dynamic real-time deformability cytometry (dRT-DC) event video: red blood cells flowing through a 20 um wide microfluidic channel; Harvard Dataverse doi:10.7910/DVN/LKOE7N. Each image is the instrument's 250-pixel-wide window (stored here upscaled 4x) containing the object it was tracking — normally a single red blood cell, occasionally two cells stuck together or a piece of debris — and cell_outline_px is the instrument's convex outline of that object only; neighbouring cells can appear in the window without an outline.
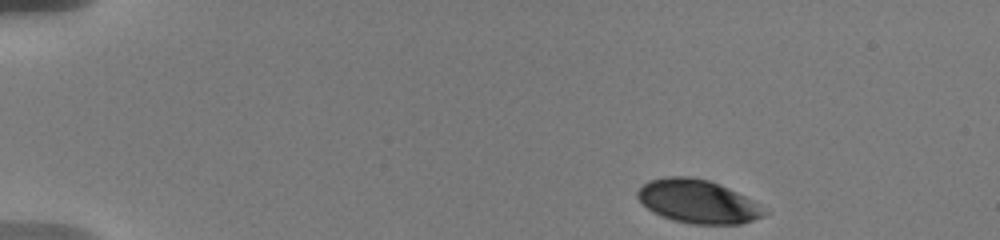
{"species": "human", "species_latin": "Homo sapiens", "temperature_condition": "warm", "stored_images_in_passage": 79, "camera_frame_rate_fps": 3000, "um_per_image_px": 0.085, "donor": {"sex": "male"}, "frame": {"image": 1, "passage_image": 1, "time_ms": 0.0, "image_size_px": [1000, 240], "cell_outline_px": [[768, 212], [764, 216], [740, 224], [692, 224], [672, 220], [660, 216], [652, 212], [636, 196], [636, 192], [648, 180], [668, 176], [688, 176], [708, 180], [720, 184], [752, 200]], "centroid_in_image_um": [59.28, 17.13], "position_along_channel_um": 25.7, "area_um2": 31.96}}
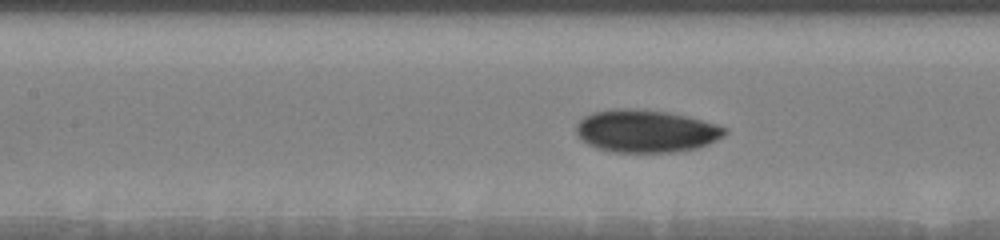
{"frame": {"image": 2, "passage_image": 34, "time_ms": 6.333, "image_size_px": [1000, 240], "cell_outline_px": [[728, 132], [724, 136], [708, 144], [696, 148], [676, 152], [612, 152], [596, 148], [580, 140], [576, 132], [576, 124], [584, 116], [592, 112], [612, 108], [644, 108], [668, 112], [688, 116], [716, 124], [728, 128]], "centroid_in_image_um": [54.89, 11.13], "position_along_channel_um": 152.5, "area_um2": 37.45}}
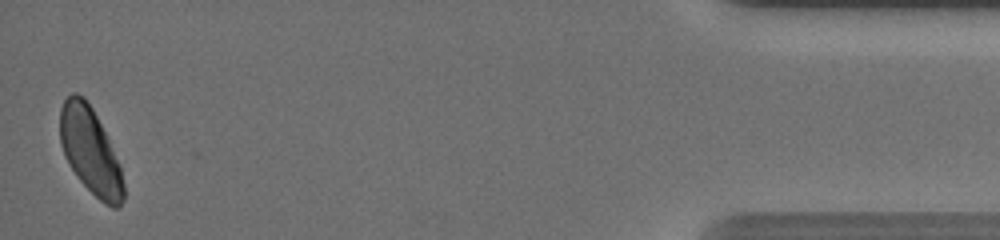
{"frame": {"image": 3, "passage_image": 78, "time_ms": 16.0, "image_size_px": [1000, 240], "cell_outline_px": [[124, 200], [116, 208], [112, 208], [104, 204], [76, 176], [68, 164], [64, 156], [60, 144], [60, 108], [64, 100], [72, 92], [76, 92], [84, 96], [92, 108], [120, 164], [124, 184]], "centroid_in_image_um": [7.66, 12.83], "position_along_channel_um": 427.5, "area_um2": 31.85}, "authors_computed_cell_mechanics": {"area_um2": 34.9112, "velocity_mm_per_s": 3.5864, "shape_relaxation_time_tau1_ms": 3.7509, "shape_relaxation_time_tau2_ms": 2.5211, "deformation_change_tau1": 0.1416, "deformation_change_tau2": 0.0515}}